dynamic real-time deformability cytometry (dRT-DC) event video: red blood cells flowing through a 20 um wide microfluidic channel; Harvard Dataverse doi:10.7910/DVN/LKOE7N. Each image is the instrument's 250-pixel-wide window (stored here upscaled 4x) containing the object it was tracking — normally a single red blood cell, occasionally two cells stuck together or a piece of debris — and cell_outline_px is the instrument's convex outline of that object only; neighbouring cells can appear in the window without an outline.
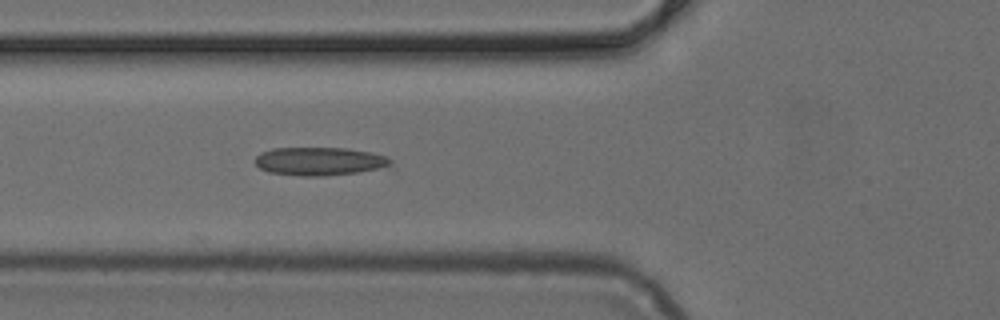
{"species": "common noctule bat (a hibernating species)", "species_latin": "Nyctalus noctula", "temperature_condition": "cold", "stored_images_in_passage": 14, "camera_frame_rate_fps": 3000, "um_per_image_px": 0.085, "animal": {"sex": "female", "body_mass_g": 24.6, "forearm_length_mm": 56.2}, "frame": {"image": 1, "passage_image": 4, "time_ms": 1.0, "image_size_px": [1000, 320], "cell_outline_px": [[392, 164], [380, 168], [356, 172], [324, 176], [300, 176], [268, 172], [260, 168], [256, 164], [256, 156], [260, 152], [272, 148], [348, 148], [368, 152], [384, 156], [392, 160]], "centroid_in_image_um": [27.11, 13.71], "position_along_channel_um": 98.7, "area_um2": 22.14}}
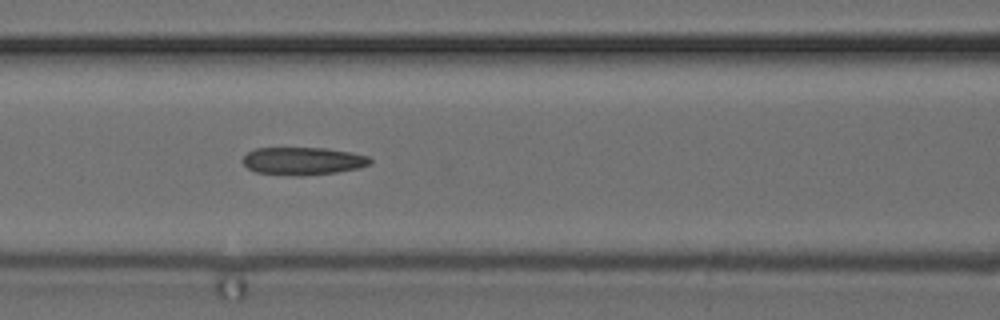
{"frame": {"image": 2, "passage_image": 7, "time_ms": 2.0, "image_size_px": [1000, 320], "cell_outline_px": [[372, 164], [360, 168], [336, 172], [300, 176], [296, 176], [256, 172], [248, 168], [244, 164], [244, 156], [248, 152], [256, 148], [324, 148], [352, 152], [368, 156], [372, 160]], "centroid_in_image_um": [25.79, 13.68], "position_along_channel_um": 140.8, "area_um2": 20.58}}
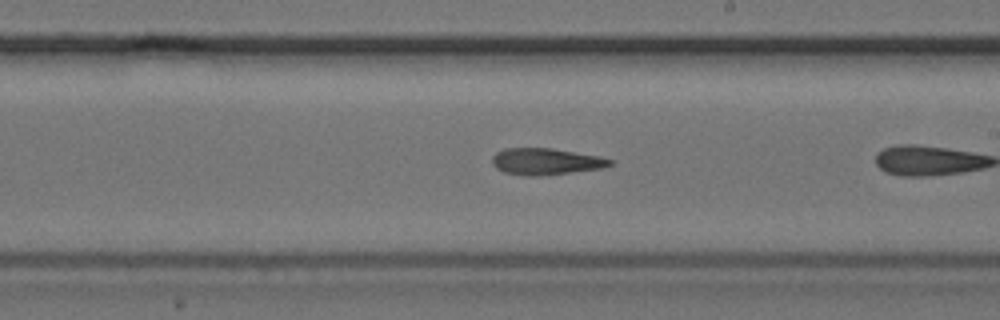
{"frame": {"image": 3, "passage_image": 12, "time_ms": 3.667, "image_size_px": [1000, 320], "cell_outline_px": [[612, 164], [604, 168], [540, 176], [524, 176], [504, 172], [496, 168], [492, 164], [492, 156], [496, 152], [504, 148], [552, 148], [600, 156], [612, 160]], "centroid_in_image_um": [46.38, 13.73], "position_along_channel_um": 242.6, "area_um2": 18.38}}